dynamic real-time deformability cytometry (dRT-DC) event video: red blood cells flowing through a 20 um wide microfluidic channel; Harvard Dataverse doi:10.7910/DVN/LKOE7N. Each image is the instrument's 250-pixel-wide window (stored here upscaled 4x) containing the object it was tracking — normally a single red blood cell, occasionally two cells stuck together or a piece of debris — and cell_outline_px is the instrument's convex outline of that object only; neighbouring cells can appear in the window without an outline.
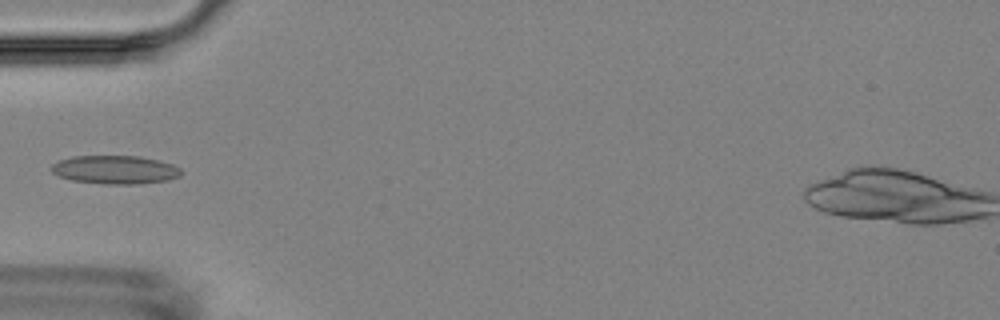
{"species": "Egyptian fruit bat (a non-hibernating species)", "species_latin": "Rousettus aegyptiacus", "temperature_condition": "room temperature", "stored_images_in_passage": 14, "camera_frame_rate_fps": 3000, "um_per_image_px": 0.085, "animal": {"sex": "female"}, "frame": {"image": 1, "passage_image": 4, "time_ms": 5.667, "image_size_px": [1000, 320], "cell_outline_px": [[180, 176], [168, 180], [136, 184], [104, 184], [72, 180], [60, 176], [52, 172], [48, 168], [52, 164], [60, 160], [72, 156], [140, 156], [172, 164], [180, 168]], "centroid_in_image_um": [9.75, 14.42], "position_along_channel_um": 75.2, "area_um2": 21.44}}
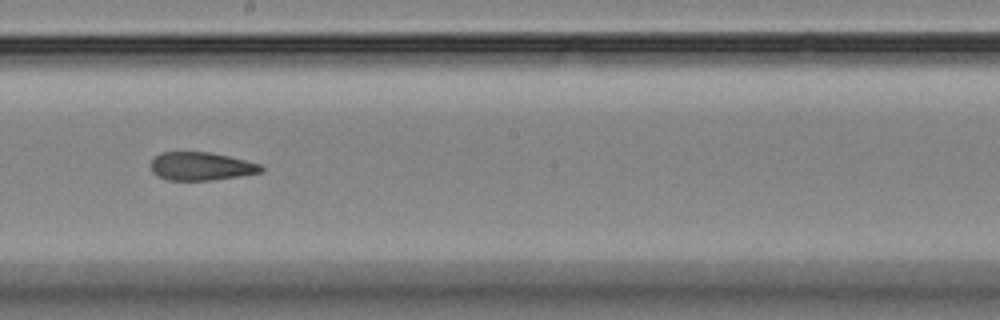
{"frame": {"image": 2, "passage_image": 8, "time_ms": 10.0, "image_size_px": [1000, 320], "cell_outline_px": [[264, 168], [260, 172], [240, 176], [212, 180], [168, 180], [156, 176], [152, 172], [152, 160], [160, 152], [208, 152], [228, 156], [260, 164]], "centroid_in_image_um": [17.07, 14.14], "position_along_channel_um": 231.1, "area_um2": 17.98}}
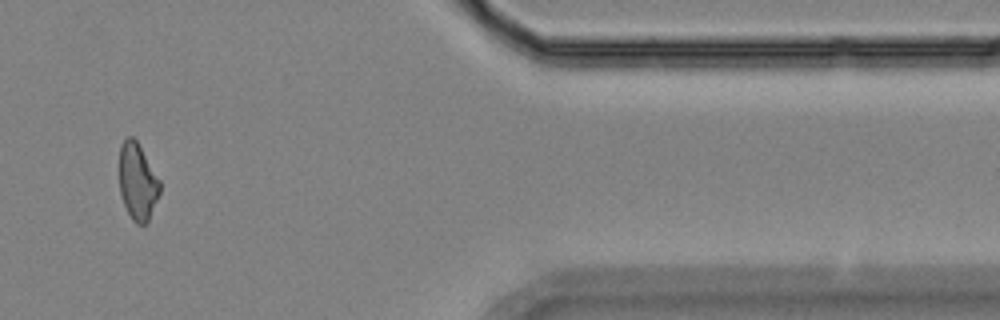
{"frame": {"image": 3, "passage_image": 12, "time_ms": 15.667, "image_size_px": [1000, 320], "cell_outline_px": [[160, 192], [148, 220], [144, 224], [136, 224], [132, 220], [124, 204], [120, 192], [120, 144], [128, 136], [132, 136], [136, 140], [160, 180]], "centroid_in_image_um": [11.69, 15.43], "position_along_channel_um": 399.7, "area_um2": 17.86}, "authors_computed_cell_mechanics": {"area_um2": 19.1607, "velocity_mm_per_s": 3.5833, "shape_relaxation_time_tau1_ms": null, "shape_relaxation_time_tau2_ms": 5.5525, "deformation_change_tau1": null, "deformation_change_tau2": 0.1453}}